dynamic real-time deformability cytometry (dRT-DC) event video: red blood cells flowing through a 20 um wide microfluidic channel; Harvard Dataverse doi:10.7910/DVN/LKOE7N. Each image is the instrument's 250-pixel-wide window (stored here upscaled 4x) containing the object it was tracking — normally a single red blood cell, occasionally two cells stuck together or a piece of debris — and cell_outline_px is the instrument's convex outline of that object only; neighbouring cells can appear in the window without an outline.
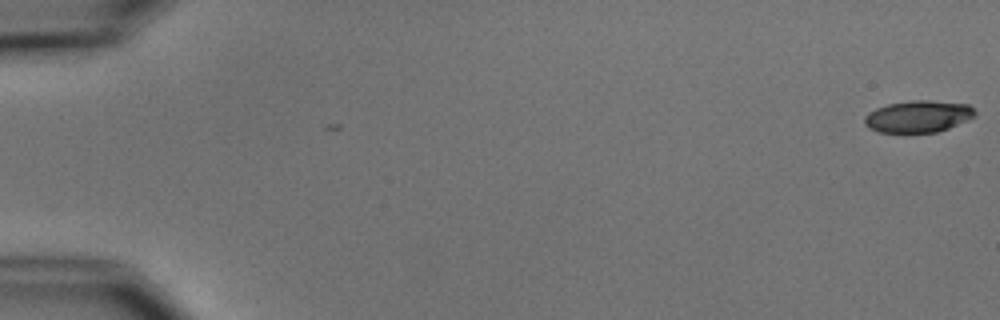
{"species": "common noctule bat (a hibernating species)", "species_latin": "Nyctalus noctula", "temperature_condition": "cold", "stored_images_in_passage": 4, "camera_frame_rate_fps": 3000, "um_per_image_px": 0.085, "animal": {"sex": "male", "body_mass_g": 15.6}, "frame": {"image": 1, "passage_image": 1, "time_ms": 0.0, "image_size_px": [1000, 320], "cell_outline_px": [[976, 116], [948, 128], [936, 132], [876, 132], [868, 128], [864, 124], [864, 116], [868, 112], [876, 108], [888, 104], [912, 100], [928, 100], [968, 104], [976, 112]], "centroid_in_image_um": [78.01, 9.89], "position_along_channel_um": 7.0, "area_um2": 20.52}}